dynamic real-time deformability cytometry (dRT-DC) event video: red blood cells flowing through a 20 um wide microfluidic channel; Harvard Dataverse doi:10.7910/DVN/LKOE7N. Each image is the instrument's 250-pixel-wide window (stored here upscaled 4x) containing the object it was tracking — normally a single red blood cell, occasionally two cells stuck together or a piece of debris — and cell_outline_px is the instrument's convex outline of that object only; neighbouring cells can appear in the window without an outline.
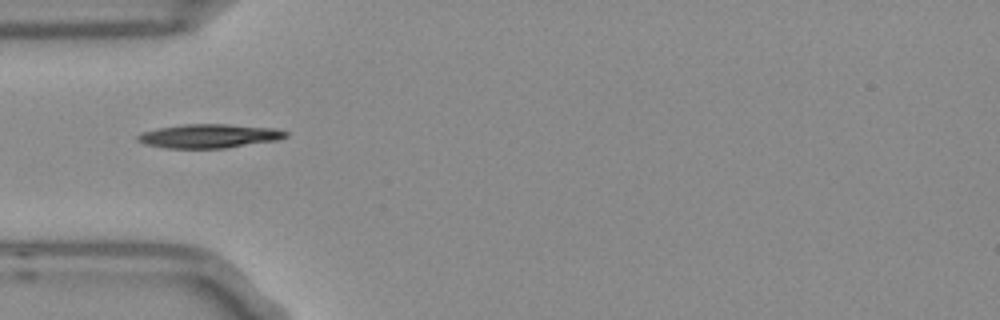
{"species": "Egyptian fruit bat (a non-hibernating species)", "species_latin": "Rousettus aegyptiacus", "temperature_condition": "room temperature", "stored_images_in_passage": 38, "camera_frame_rate_fps": 3000, "um_per_image_px": 0.085, "frame": {"image": 1, "passage_image": 1, "time_ms": 0.0, "image_size_px": [1000, 320], "cell_outline_px": [[288, 136], [276, 140], [224, 148], [164, 148], [144, 144], [136, 140], [136, 136], [140, 132], [160, 128], [184, 124], [228, 124], [276, 128], [288, 132]], "centroid_in_image_um": [17.74, 11.56], "position_along_channel_um": 67.3, "area_um2": 20.63}}
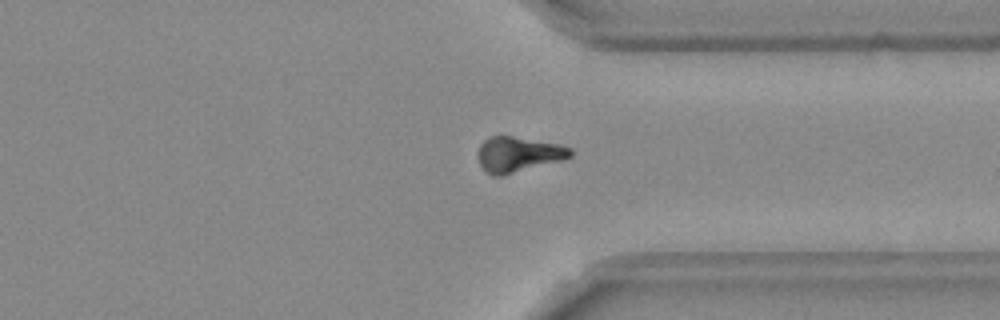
{"frame": {"image": 2, "passage_image": 25, "time_ms": 8.0, "image_size_px": [1000, 320], "cell_outline_px": [[572, 156], [564, 160], [500, 176], [492, 176], [484, 172], [480, 164], [476, 152], [480, 144], [488, 136], [512, 136], [560, 144], [572, 148]], "centroid_in_image_um": [44.03, 13.12], "position_along_channel_um": 367.4, "area_um2": 19.31}}
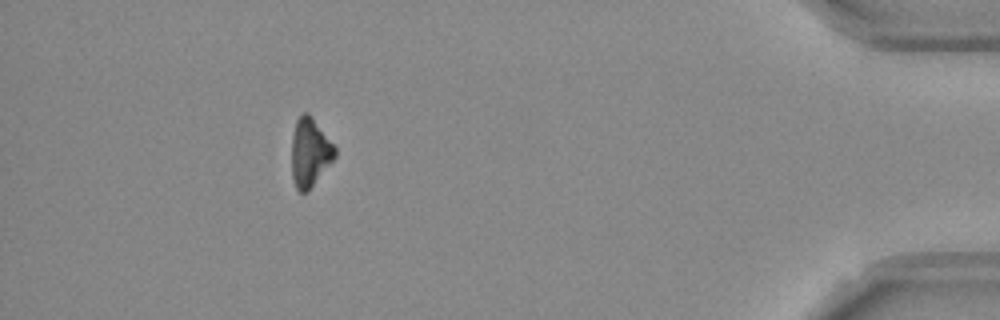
{"frame": {"image": 3, "passage_image": 33, "time_ms": 10.667, "image_size_px": [1000, 320], "cell_outline_px": [[336, 156], [312, 184], [304, 192], [300, 192], [296, 188], [292, 176], [292, 136], [296, 120], [304, 112], [308, 112], [312, 116], [336, 148]], "centroid_in_image_um": [26.32, 12.9], "position_along_channel_um": 408.9, "area_um2": 16.82}, "authors_computed_cell_mechanics": {"area_um2": 19.363, "velocity_mm_per_s": 3.751, "shape_relaxation_time_tau1_ms": 5.0531, "shape_relaxation_time_tau2_ms": null, "deformation_change_tau1": 0.1508, "deformation_change_tau2": null}}